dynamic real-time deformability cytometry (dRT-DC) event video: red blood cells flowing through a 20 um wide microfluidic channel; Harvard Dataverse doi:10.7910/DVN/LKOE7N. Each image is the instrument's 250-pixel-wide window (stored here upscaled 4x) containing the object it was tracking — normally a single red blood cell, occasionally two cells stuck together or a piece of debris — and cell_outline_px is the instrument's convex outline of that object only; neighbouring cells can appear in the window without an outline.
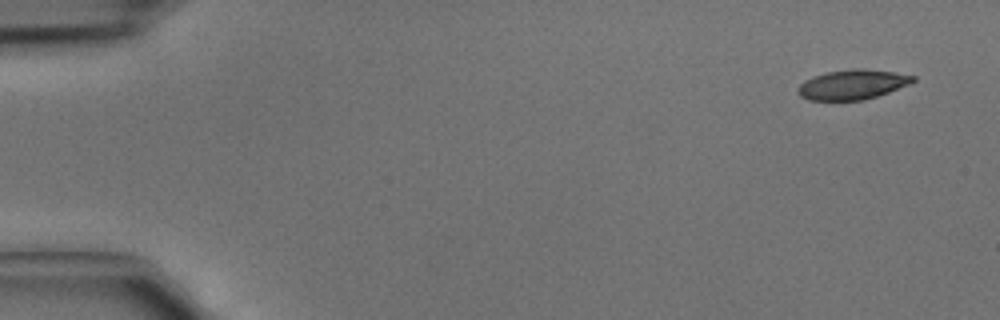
{"species": "common noctule bat (a hibernating species)", "species_latin": "Nyctalus noctula", "temperature_condition": "cold", "stored_images_in_passage": 4, "camera_frame_rate_fps": 3000, "um_per_image_px": 0.085, "animal": {"sex": "male", "body_mass_g": 15.6}, "frame": {"image": 1, "passage_image": 1, "time_ms": 0.0, "image_size_px": [1000, 320], "cell_outline_px": [[916, 80], [908, 84], [888, 92], [864, 100], [808, 100], [800, 96], [796, 92], [796, 88], [804, 80], [812, 76], [828, 72], [856, 68], [864, 68], [892, 72], [916, 76]], "centroid_in_image_um": [72.41, 7.18], "position_along_channel_um": 12.6, "area_um2": 19.94}}
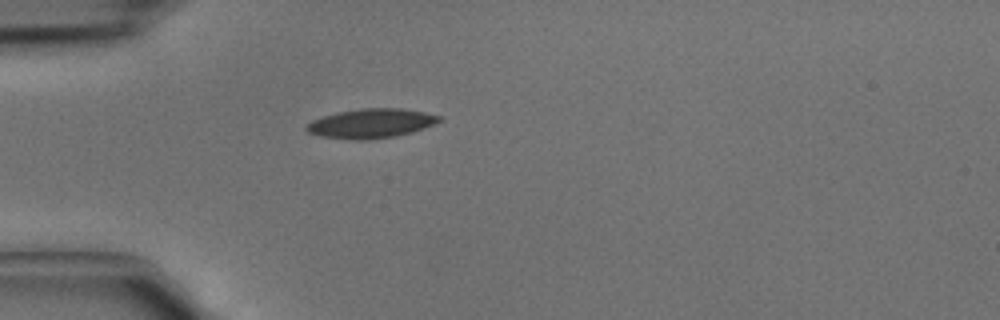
{"frame": {"image": 2, "passage_image": 4, "time_ms": 1.0, "image_size_px": [1000, 320], "cell_outline_px": [[444, 120], [436, 124], [412, 132], [396, 136], [368, 140], [352, 140], [320, 136], [308, 132], [304, 128], [312, 120], [336, 112], [364, 108], [400, 108], [424, 112], [440, 116]], "centroid_in_image_um": [31.56, 10.49], "position_along_channel_um": 53.4, "area_um2": 22.83}}